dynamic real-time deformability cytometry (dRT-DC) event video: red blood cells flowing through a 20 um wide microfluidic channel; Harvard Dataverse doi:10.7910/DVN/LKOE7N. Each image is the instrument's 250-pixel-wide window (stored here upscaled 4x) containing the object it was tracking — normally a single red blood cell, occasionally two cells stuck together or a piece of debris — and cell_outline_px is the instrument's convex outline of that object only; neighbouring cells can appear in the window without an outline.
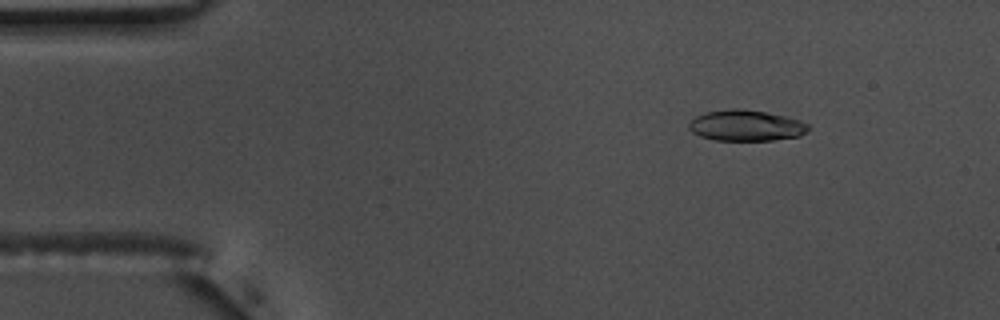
{"species": "common noctule bat (a hibernating species)", "species_latin": "Nyctalus noctula", "temperature_condition": "warm", "stored_images_in_passage": 55, "camera_frame_rate_fps": 3000, "um_per_image_px": 0.085, "animal": {"sex": "male", "body_mass_g": 17.5, "forearm_length_mm": 52.3}, "frame": {"image": 1, "passage_image": 7, "time_ms": 2.0, "image_size_px": [1000, 320], "cell_outline_px": [[808, 128], [800, 136], [772, 140], [716, 140], [700, 136], [692, 132], [688, 128], [688, 124], [696, 116], [704, 112], [732, 108], [740, 108], [764, 112], [784, 116], [800, 120], [808, 124]], "centroid_in_image_um": [63.37, 10.66], "position_along_channel_um": 21.6, "area_um2": 21.39}}
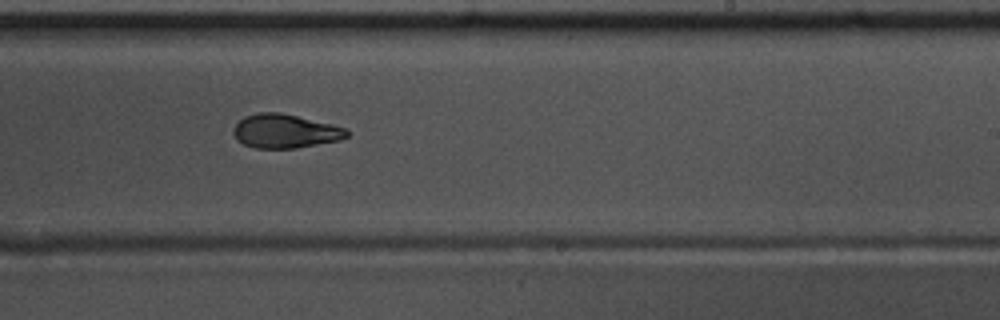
{"frame": {"image": 2, "passage_image": 33, "time_ms": 10.667, "image_size_px": [1000, 320], "cell_outline_px": [[348, 136], [340, 140], [296, 148], [256, 148], [244, 144], [236, 140], [232, 132], [236, 124], [244, 116], [256, 112], [280, 112], [332, 124], [344, 128], [348, 132]], "centroid_in_image_um": [24.2, 11.14], "position_along_channel_um": 264.8, "area_um2": 22.37}}
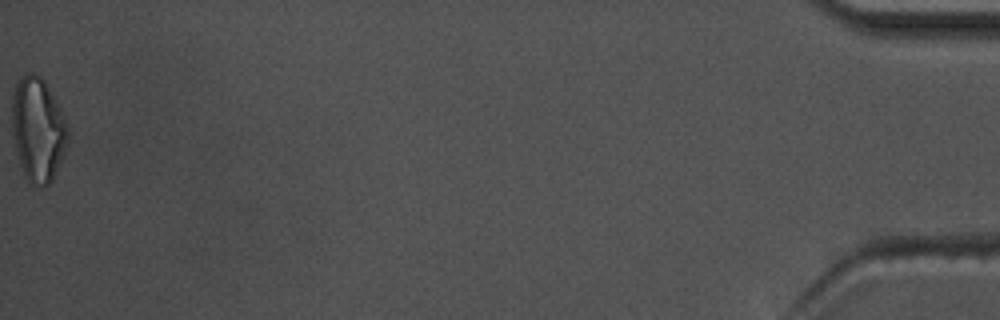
{"frame": {"image": 3, "passage_image": 55, "time_ms": 18.0, "image_size_px": [1000, 320], "cell_outline_px": [[68, 144], [64, 156], [52, 180], [44, 188], [40, 188], [32, 184], [24, 176], [20, 164], [12, 132], [12, 96], [16, 84], [28, 72], [32, 72], [40, 76], [44, 80], [56, 100], [64, 116], [68, 128]], "centroid_in_image_um": [3.24, 11.04], "position_along_channel_um": 432.0, "area_um2": 34.04}, "authors_computed_cell_mechanics": {"area_um2": 22.4842, "velocity_mm_per_s": 3.71, "shape_relaxation_time_tau1_ms": 5.8609, "shape_relaxation_time_tau2_ms": 3.2858, "deformation_change_tau1": 0.19, "deformation_change_tau2": 0.0865}}